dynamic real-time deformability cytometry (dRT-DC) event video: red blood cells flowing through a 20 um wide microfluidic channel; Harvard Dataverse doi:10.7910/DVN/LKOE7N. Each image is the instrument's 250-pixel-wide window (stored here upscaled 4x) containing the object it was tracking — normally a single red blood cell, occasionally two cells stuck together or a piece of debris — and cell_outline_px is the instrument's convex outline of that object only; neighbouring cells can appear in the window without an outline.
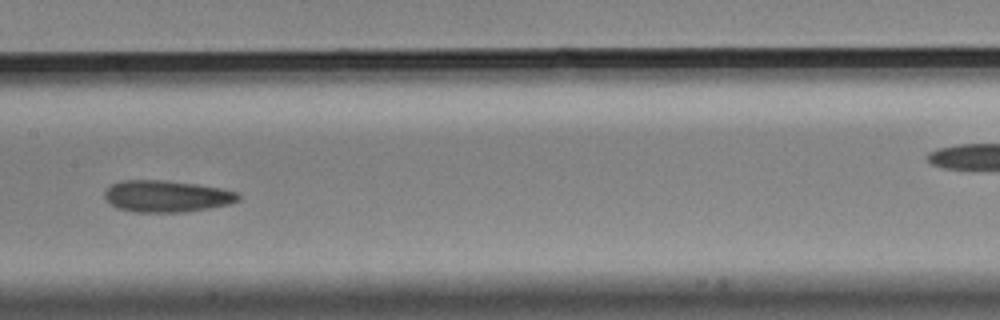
{"species": "Egyptian fruit bat (a non-hibernating species)", "species_latin": "Rousettus aegyptiacus", "temperature_condition": "cold", "stored_images_in_passage": 11, "camera_frame_rate_fps": 3000, "um_per_image_px": 0.085, "animal": {"sex": "male"}, "frame": {"image": 1, "passage_image": 7, "time_ms": 2.0, "image_size_px": [1000, 320], "cell_outline_px": [[240, 200], [228, 204], [188, 212], [136, 212], [120, 208], [112, 204], [104, 196], [104, 192], [112, 184], [124, 180], [164, 180], [196, 184], [220, 188], [236, 192], [240, 196]], "centroid_in_image_um": [14.18, 16.68], "position_along_channel_um": 193.2, "area_um2": 24.45}}
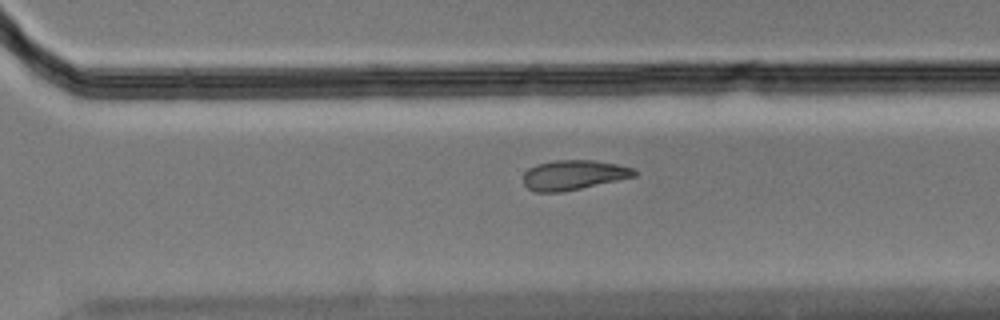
{"frame": {"image": 2, "passage_image": 11, "time_ms": 3.333, "image_size_px": [1000, 320], "cell_outline_px": [[636, 176], [580, 188], [560, 192], [536, 192], [528, 188], [524, 184], [524, 172], [528, 168], [536, 164], [552, 160], [592, 160], [616, 164], [632, 168], [636, 172]], "centroid_in_image_um": [48.7, 14.86], "position_along_channel_um": 321.9, "area_um2": 19.07}}